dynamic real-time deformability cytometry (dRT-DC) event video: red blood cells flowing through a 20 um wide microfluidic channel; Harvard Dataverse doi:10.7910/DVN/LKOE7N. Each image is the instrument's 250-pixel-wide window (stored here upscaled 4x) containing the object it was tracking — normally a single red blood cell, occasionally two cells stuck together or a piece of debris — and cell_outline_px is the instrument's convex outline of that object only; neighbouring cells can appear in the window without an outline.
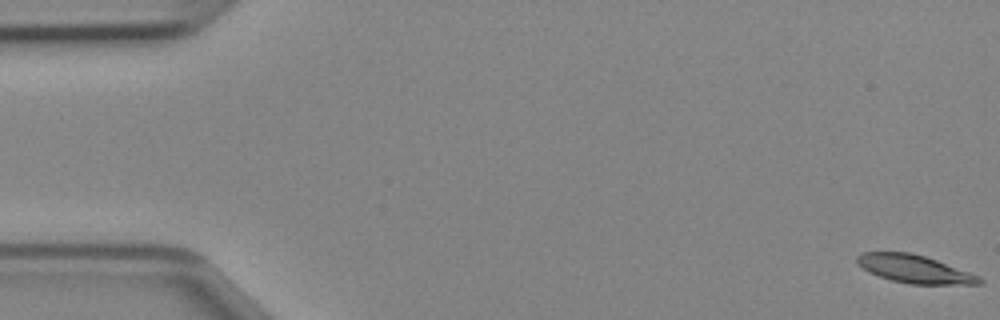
{"species": "Egyptian fruit bat (a non-hibernating species)", "species_latin": "Rousettus aegyptiacus", "temperature_condition": "cold", "stored_images_in_passage": 48, "camera_frame_rate_fps": 3000, "um_per_image_px": 0.085, "animal": {"sex": "female"}, "frame": {"image": 1, "passage_image": 1, "time_ms": 0.0, "image_size_px": [1000, 320], "cell_outline_px": [[984, 284], [912, 284], [892, 280], [880, 276], [864, 268], [856, 260], [856, 256], [860, 252], [912, 252], [936, 260], [980, 276], [984, 280]], "centroid_in_image_um": [77.77, 22.86], "position_along_channel_um": 7.2, "area_um2": 19.65}}
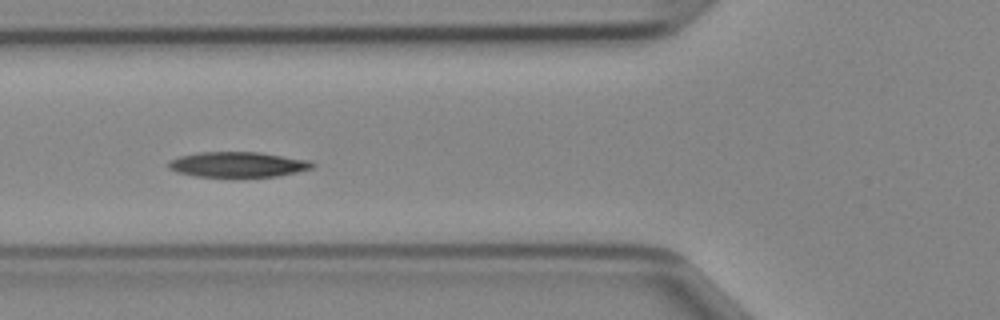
{"frame": {"image": 2, "passage_image": 18, "time_ms": 5.667, "image_size_px": [1000, 320], "cell_outline_px": [[316, 164], [312, 168], [296, 172], [276, 176], [196, 176], [176, 172], [168, 168], [168, 160], [180, 156], [200, 152], [260, 152], [308, 160]], "centroid_in_image_um": [20.19, 13.97], "position_along_channel_um": 105.6, "area_um2": 20.98}}
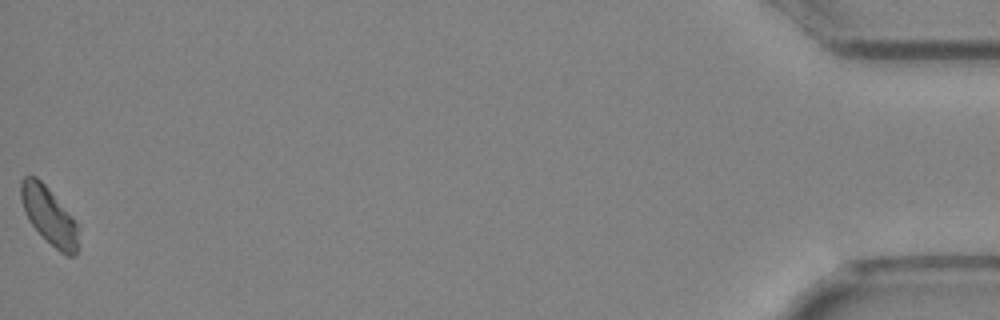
{"frame": {"image": 3, "passage_image": 48, "time_ms": 15.667, "image_size_px": [1000, 320], "cell_outline_px": [[80, 248], [76, 256], [68, 256], [60, 252], [28, 220], [24, 212], [20, 196], [20, 180], [24, 176], [36, 176], [48, 188], [76, 224]], "centroid_in_image_um": [4.15, 18.35], "position_along_channel_um": 431.0, "area_um2": 18.79}}